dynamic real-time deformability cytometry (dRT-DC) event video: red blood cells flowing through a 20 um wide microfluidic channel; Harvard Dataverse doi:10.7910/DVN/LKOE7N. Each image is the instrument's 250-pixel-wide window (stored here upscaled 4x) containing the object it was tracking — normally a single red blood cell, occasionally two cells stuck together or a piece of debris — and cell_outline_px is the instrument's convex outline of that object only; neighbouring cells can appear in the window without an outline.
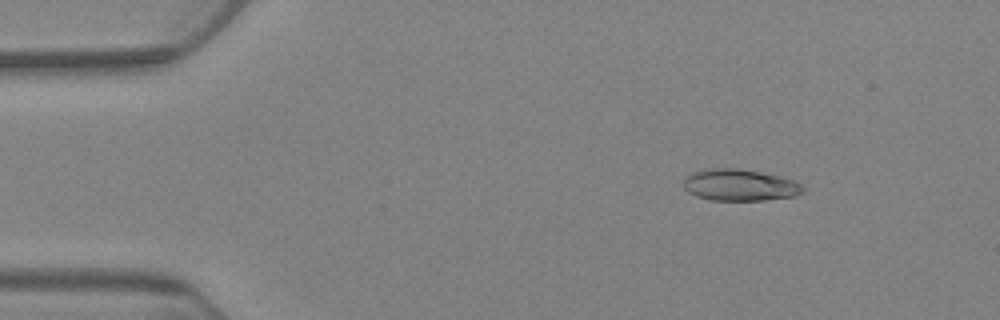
{"species": "Egyptian fruit bat (a non-hibernating species)", "species_latin": "Rousettus aegyptiacus", "temperature_condition": "warm", "stored_images_in_passage": 6, "camera_frame_rate_fps": 3000, "um_per_image_px": 0.085, "animal": {"sex": "female"}, "frame": {"image": 1, "passage_image": 3, "time_ms": 2.333, "image_size_px": [1000, 320], "cell_outline_px": [[804, 192], [796, 196], [764, 200], [712, 200], [696, 196], [688, 192], [684, 188], [684, 180], [692, 172], [712, 168], [736, 168], [760, 172], [780, 176], [792, 180], [800, 184], [804, 188]], "centroid_in_image_um": [62.89, 15.73], "position_along_channel_um": 22.1, "area_um2": 21.91}}